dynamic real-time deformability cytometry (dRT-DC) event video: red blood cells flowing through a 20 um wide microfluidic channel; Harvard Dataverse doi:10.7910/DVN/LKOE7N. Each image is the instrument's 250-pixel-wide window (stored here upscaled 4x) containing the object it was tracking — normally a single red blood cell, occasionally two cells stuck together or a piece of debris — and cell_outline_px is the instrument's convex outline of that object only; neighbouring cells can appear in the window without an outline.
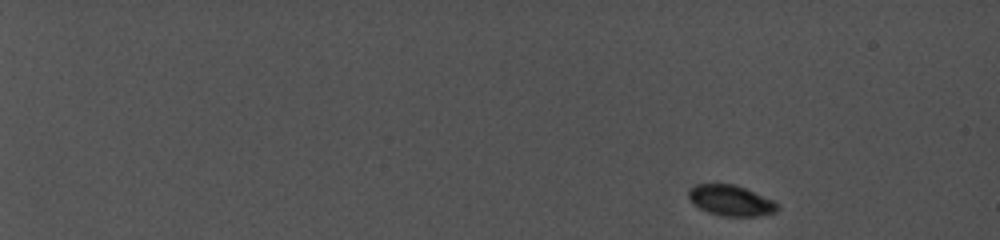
{"species": "common noctule bat (a hibernating species)", "species_latin": "Nyctalus noctula", "temperature_condition": "cold", "stored_images_in_passage": 36, "camera_frame_rate_fps": 5000, "um_per_image_px": 0.085, "animal": {"sex": "female", "body_mass_g": 19.0, "forearm_length_mm": 56.7}, "frame": {"image": 1, "passage_image": 1, "time_ms": 0.0, "image_size_px": [1000, 240], "cell_outline_px": [[780, 208], [776, 212], [756, 216], [724, 216], [708, 212], [700, 208], [688, 196], [688, 192], [696, 184], [732, 184], [744, 188], [772, 200], [780, 204]], "centroid_in_image_um": [62.16, 17.05], "position_along_channel_um": 22.8, "area_um2": 15.55}}
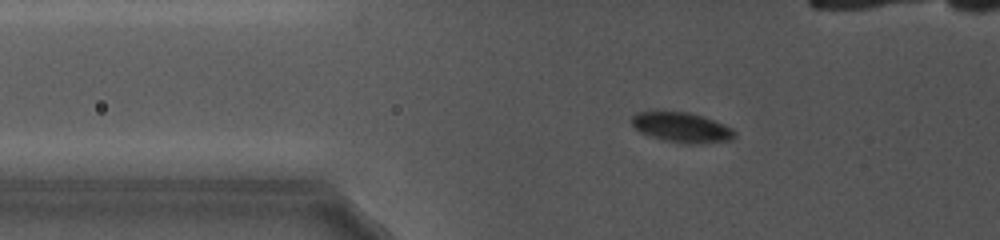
{"frame": {"image": 2, "passage_image": 26, "time_ms": 6.2, "image_size_px": [1000, 240], "cell_outline_px": [[736, 136], [728, 140], [672, 140], [640, 132], [632, 124], [632, 116], [640, 112], [688, 112], [712, 120], [736, 132]], "centroid_in_image_um": [57.87, 10.75], "position_along_channel_um": 67.9, "area_um2": 16.07}}
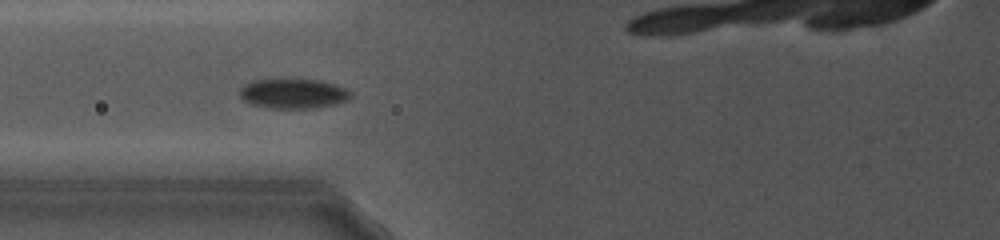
{"frame": {"image": 3, "passage_image": 35, "time_ms": 7.8, "image_size_px": [1000, 240], "cell_outline_px": [[348, 96], [344, 100], [332, 104], [312, 108], [272, 108], [252, 104], [244, 100], [240, 96], [240, 88], [244, 84], [256, 80], [320, 80], [344, 88], [348, 92]], "centroid_in_image_um": [24.84, 7.96], "position_along_channel_um": 101.0, "area_um2": 18.5}}